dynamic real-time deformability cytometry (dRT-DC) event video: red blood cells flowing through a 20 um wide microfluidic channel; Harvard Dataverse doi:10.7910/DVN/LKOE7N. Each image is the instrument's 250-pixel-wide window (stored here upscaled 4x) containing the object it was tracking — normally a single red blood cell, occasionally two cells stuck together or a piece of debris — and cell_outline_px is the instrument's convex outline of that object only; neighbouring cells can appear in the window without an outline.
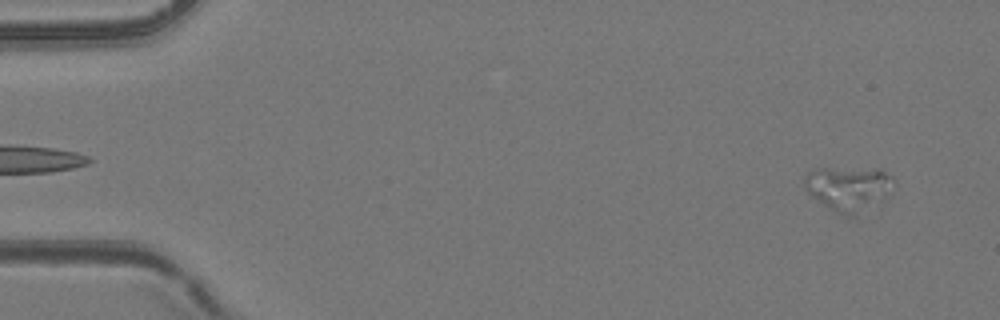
{"species": "common noctule bat (a hibernating species)", "species_latin": "Nyctalus noctula", "temperature_condition": "room temperature", "stored_images_in_passage": 55, "camera_frame_rate_fps": 3000, "um_per_image_px": 0.085, "animal": {"sex": "female", "body_mass_g": 24.6, "forearm_length_mm": 56.2}, "frame": {"image": 1, "passage_image": 4, "time_ms": 1.0, "image_size_px": [1000, 320], "cell_outline_px": [[896, 180], [884, 200], [856, 216], [844, 216], [824, 204], [812, 196], [808, 192], [804, 184], [804, 180], [808, 172], [816, 168], [880, 168], [892, 176]], "centroid_in_image_um": [72.18, 16.0], "position_along_channel_um": 12.8, "area_um2": 23.35}}
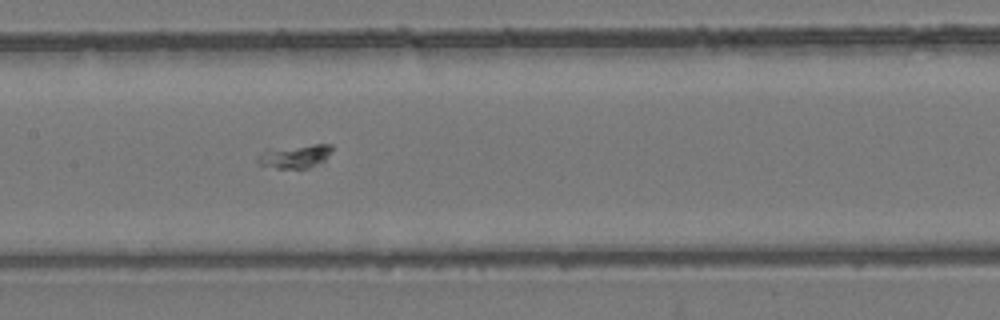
{"frame": {"image": 2, "passage_image": 28, "time_ms": 9.0, "image_size_px": [1000, 320], "cell_outline_px": [[332, 152], [324, 160], [308, 168], [276, 168], [256, 164], [256, 156], [268, 148], [312, 144], [332, 144]], "centroid_in_image_um": [25.02, 13.27], "position_along_channel_um": 182.4, "area_um2": 10.4}}
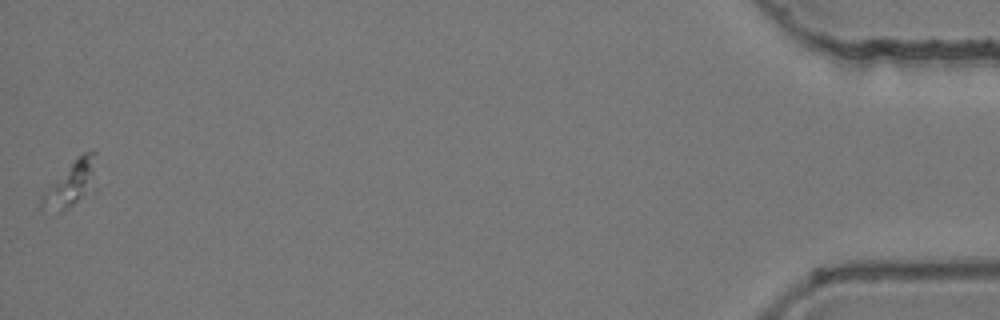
{"frame": {"image": 3, "passage_image": 55, "time_ms": 18.0, "image_size_px": [1000, 320], "cell_outline_px": [[96, 152], [92, 172], [88, 188], [68, 208], [60, 212], [40, 208], [40, 196], [84, 152]], "centroid_in_image_um": [5.89, 15.69], "position_along_channel_um": 429.3, "area_um2": 12.48}}